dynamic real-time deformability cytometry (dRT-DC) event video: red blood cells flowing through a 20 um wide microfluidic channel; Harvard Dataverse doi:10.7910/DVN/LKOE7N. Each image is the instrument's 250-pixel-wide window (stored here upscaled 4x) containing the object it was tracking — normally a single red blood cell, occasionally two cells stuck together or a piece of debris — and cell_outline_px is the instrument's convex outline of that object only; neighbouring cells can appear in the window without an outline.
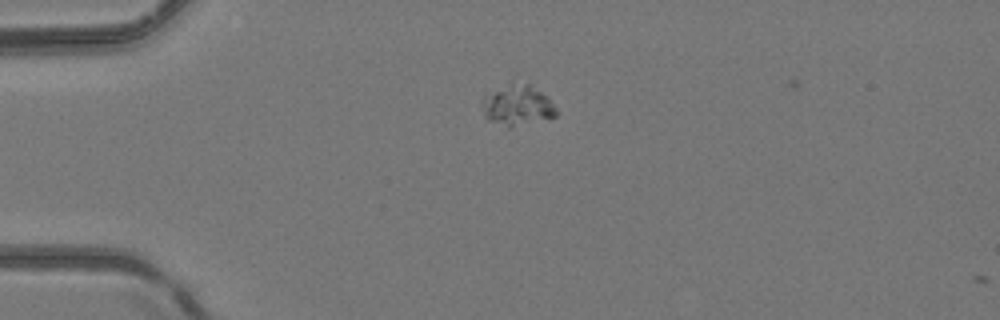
{"species": "common noctule bat (a hibernating species)", "species_latin": "Nyctalus noctula", "temperature_condition": "room temperature", "stored_images_in_passage": 4, "camera_frame_rate_fps": 3000, "um_per_image_px": 0.085, "animal": {"sex": "female", "body_mass_g": 24.6, "forearm_length_mm": 56.2}, "frame": {"image": 1, "passage_image": 3, "time_ms": 0.667, "image_size_px": [1000, 320], "cell_outline_px": [[556, 116], [508, 128], [488, 120], [484, 116], [480, 108], [480, 100], [484, 96], [496, 92], [524, 84], [528, 84], [540, 92], [556, 108]], "centroid_in_image_um": [43.92, 9.05], "position_along_channel_um": 41.1, "area_um2": 16.47}}